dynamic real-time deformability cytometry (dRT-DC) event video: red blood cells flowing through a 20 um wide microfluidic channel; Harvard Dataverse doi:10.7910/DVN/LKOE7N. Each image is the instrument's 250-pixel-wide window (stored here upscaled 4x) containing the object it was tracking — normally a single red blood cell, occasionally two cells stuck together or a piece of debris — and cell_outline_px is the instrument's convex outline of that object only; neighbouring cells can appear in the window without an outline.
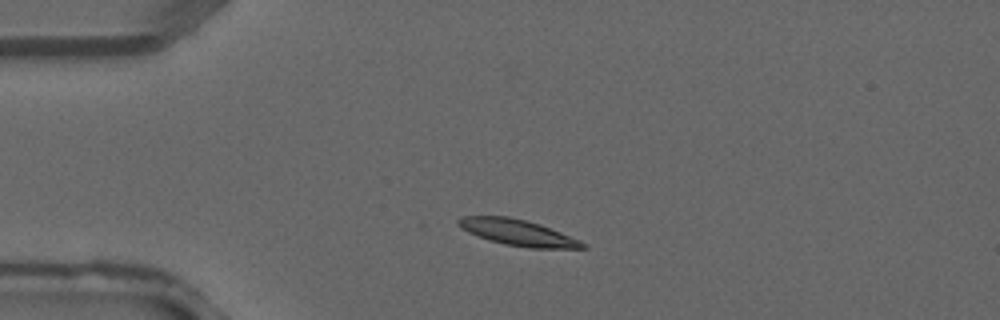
{"species": "common noctule bat (a hibernating species)", "species_latin": "Nyctalus noctula", "temperature_condition": "warm", "stored_images_in_passage": 2, "camera_frame_rate_fps": 3000, "um_per_image_px": 0.085, "animal": {"sex": "male", "forearm_length_mm": 52.5}, "frame": {"image": 1, "passage_image": 1, "time_ms": 0.0, "image_size_px": [1000, 320], "cell_outline_px": [[588, 248], [532, 248], [504, 244], [488, 240], [468, 232], [456, 224], [456, 220], [464, 216], [508, 216], [540, 224], [580, 240]], "centroid_in_image_um": [43.98, 19.76], "position_along_channel_um": 41.0, "area_um2": 18.67}}